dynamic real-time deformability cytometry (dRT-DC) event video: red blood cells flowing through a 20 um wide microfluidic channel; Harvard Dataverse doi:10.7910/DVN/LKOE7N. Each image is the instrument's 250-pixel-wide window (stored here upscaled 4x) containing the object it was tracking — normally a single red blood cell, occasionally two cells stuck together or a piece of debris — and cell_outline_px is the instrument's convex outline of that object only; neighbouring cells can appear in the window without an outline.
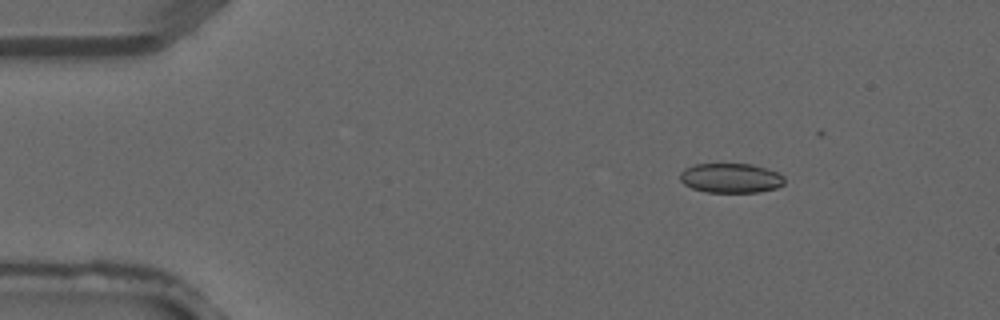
{"species": "common noctule bat (a hibernating species)", "species_latin": "Nyctalus noctula", "temperature_condition": "warm", "stored_images_in_passage": 3, "camera_frame_rate_fps": 3000, "um_per_image_px": 0.085, "animal": {"sex": "male", "forearm_length_mm": 52.5}, "frame": {"image": 1, "passage_image": 1, "time_ms": 0.0, "image_size_px": [1000, 320], "cell_outline_px": [[784, 184], [776, 188], [760, 192], [708, 192], [692, 188], [684, 184], [680, 180], [680, 172], [684, 168], [696, 164], [752, 164], [776, 172], [784, 176]], "centroid_in_image_um": [62.1, 15.14], "position_along_channel_um": 22.9, "area_um2": 17.98}}